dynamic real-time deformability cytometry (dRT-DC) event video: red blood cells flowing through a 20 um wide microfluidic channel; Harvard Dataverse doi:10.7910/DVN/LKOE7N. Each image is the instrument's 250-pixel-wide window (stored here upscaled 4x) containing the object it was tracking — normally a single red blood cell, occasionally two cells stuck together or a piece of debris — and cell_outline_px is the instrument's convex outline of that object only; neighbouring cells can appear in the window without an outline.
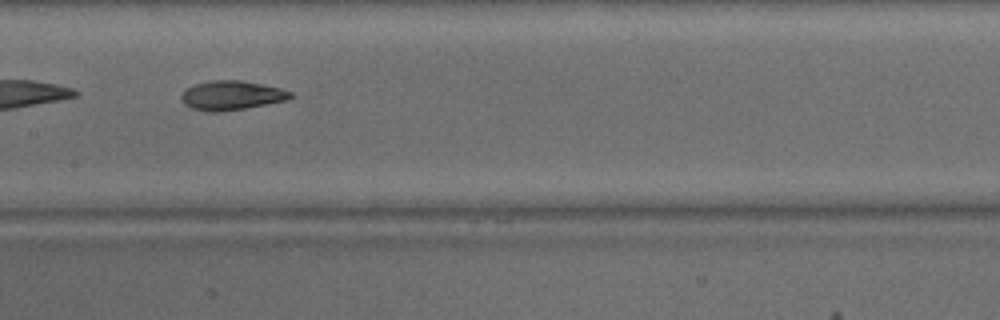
{"species": "common noctule bat (a hibernating species)", "species_latin": "Nyctalus noctula", "temperature_condition": "warm", "stored_images_in_passage": 31, "camera_frame_rate_fps": 3000, "um_per_image_px": 0.085, "animal": {"sex": "male", "body_mass_g": 15.6}, "frame": {"image": 1, "passage_image": 10, "time_ms": 3.0, "image_size_px": [1000, 320], "cell_outline_px": [[292, 96], [288, 100], [244, 108], [220, 112], [204, 112], [192, 108], [184, 104], [180, 96], [188, 88], [196, 84], [212, 80], [240, 80], [280, 88], [292, 92]], "centroid_in_image_um": [19.67, 8.12], "position_along_channel_um": 187.7, "area_um2": 18.44}, "authors_computed_cell_mechanics": {"area_um2": 18.6116, "velocity_mm_per_s": 4.1085, "shape_relaxation_time_tau1_ms": 4.9091, "shape_relaxation_time_tau2_ms": 2.1043, "deformation_change_tau1": 0.1709, "deformation_change_tau2": 0.0928}}